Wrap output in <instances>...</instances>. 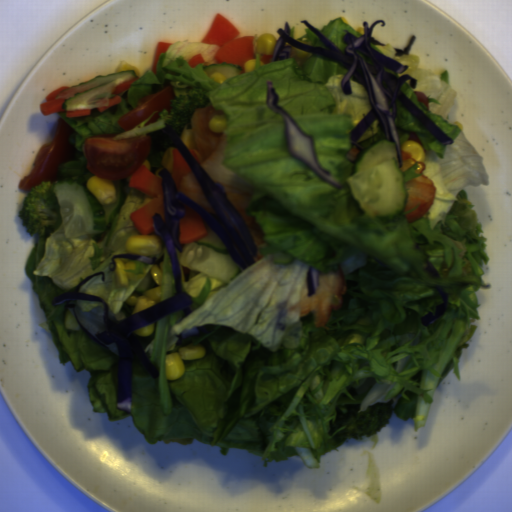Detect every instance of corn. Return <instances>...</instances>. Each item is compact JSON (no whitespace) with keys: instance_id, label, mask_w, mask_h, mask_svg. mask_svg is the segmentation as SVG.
<instances>
[{"instance_id":"430e39e0","label":"corn","mask_w":512,"mask_h":512,"mask_svg":"<svg viewBox=\"0 0 512 512\" xmlns=\"http://www.w3.org/2000/svg\"><path fill=\"white\" fill-rule=\"evenodd\" d=\"M340 18H341V20H342L344 23H346V24H348V25L350 24V23H349V21H347L345 17H343V16H342V17H340Z\"/></svg>"},{"instance_id":"cfcad685","label":"corn","mask_w":512,"mask_h":512,"mask_svg":"<svg viewBox=\"0 0 512 512\" xmlns=\"http://www.w3.org/2000/svg\"><path fill=\"white\" fill-rule=\"evenodd\" d=\"M86 188L101 204H109L117 200V188L113 180H106L92 175L86 181Z\"/></svg>"},{"instance_id":"42891da5","label":"corn","mask_w":512,"mask_h":512,"mask_svg":"<svg viewBox=\"0 0 512 512\" xmlns=\"http://www.w3.org/2000/svg\"><path fill=\"white\" fill-rule=\"evenodd\" d=\"M175 150H176V148L170 147V146L166 149L164 157H163V162H162L163 168H160L159 170H157L154 175L159 176L164 169H166L170 175L172 174L173 166H174V151Z\"/></svg>"},{"instance_id":"f1292c28","label":"corn","mask_w":512,"mask_h":512,"mask_svg":"<svg viewBox=\"0 0 512 512\" xmlns=\"http://www.w3.org/2000/svg\"><path fill=\"white\" fill-rule=\"evenodd\" d=\"M205 356V348L202 345L192 343L181 347L177 352L168 354L165 359V378L174 381L185 373L183 360L202 359Z\"/></svg>"},{"instance_id":"f22f9a43","label":"corn","mask_w":512,"mask_h":512,"mask_svg":"<svg viewBox=\"0 0 512 512\" xmlns=\"http://www.w3.org/2000/svg\"><path fill=\"white\" fill-rule=\"evenodd\" d=\"M119 70H133L135 72V74H137L139 71L138 68H136L128 63H125L123 61L121 64H118V66L115 69V72L119 71Z\"/></svg>"},{"instance_id":"7d6b0189","label":"corn","mask_w":512,"mask_h":512,"mask_svg":"<svg viewBox=\"0 0 512 512\" xmlns=\"http://www.w3.org/2000/svg\"><path fill=\"white\" fill-rule=\"evenodd\" d=\"M255 62H256V58H253V60H249L248 62H246L244 64L243 68L245 70V73L246 72H253L254 71Z\"/></svg>"},{"instance_id":"3270194a","label":"corn","mask_w":512,"mask_h":512,"mask_svg":"<svg viewBox=\"0 0 512 512\" xmlns=\"http://www.w3.org/2000/svg\"><path fill=\"white\" fill-rule=\"evenodd\" d=\"M310 52L311 51H305L303 49L291 46V55L294 58H306L307 56H309Z\"/></svg>"},{"instance_id":"93f2ace3","label":"corn","mask_w":512,"mask_h":512,"mask_svg":"<svg viewBox=\"0 0 512 512\" xmlns=\"http://www.w3.org/2000/svg\"><path fill=\"white\" fill-rule=\"evenodd\" d=\"M210 77L219 84L227 80V76H225L221 72H212L210 74Z\"/></svg>"},{"instance_id":"a0e27810","label":"corn","mask_w":512,"mask_h":512,"mask_svg":"<svg viewBox=\"0 0 512 512\" xmlns=\"http://www.w3.org/2000/svg\"><path fill=\"white\" fill-rule=\"evenodd\" d=\"M154 328H155V322L154 323H148L145 326H143L142 328H140L138 330H135L132 333H134L136 335H139L141 337H147V336L151 335L154 332Z\"/></svg>"},{"instance_id":"51d56268","label":"corn","mask_w":512,"mask_h":512,"mask_svg":"<svg viewBox=\"0 0 512 512\" xmlns=\"http://www.w3.org/2000/svg\"><path fill=\"white\" fill-rule=\"evenodd\" d=\"M150 272L155 283L158 286L142 293L143 295H138L134 293L133 295L127 298L125 303L130 307L134 306L132 314L153 308L155 305L159 304L161 300L165 272V260L161 261L160 267L158 266V264H154L150 269Z\"/></svg>"},{"instance_id":"bf9fae09","label":"corn","mask_w":512,"mask_h":512,"mask_svg":"<svg viewBox=\"0 0 512 512\" xmlns=\"http://www.w3.org/2000/svg\"><path fill=\"white\" fill-rule=\"evenodd\" d=\"M295 41L300 42V43H302V44H305V45H307V46H311V47H312V44H311V42H309V41H300V40H295Z\"/></svg>"},{"instance_id":"79e197a2","label":"corn","mask_w":512,"mask_h":512,"mask_svg":"<svg viewBox=\"0 0 512 512\" xmlns=\"http://www.w3.org/2000/svg\"><path fill=\"white\" fill-rule=\"evenodd\" d=\"M404 151H408L410 157L416 159L419 163H424L426 161V151L424 147L413 140H405L400 146V153Z\"/></svg>"},{"instance_id":"c43d3cec","label":"corn","mask_w":512,"mask_h":512,"mask_svg":"<svg viewBox=\"0 0 512 512\" xmlns=\"http://www.w3.org/2000/svg\"><path fill=\"white\" fill-rule=\"evenodd\" d=\"M355 31H358L359 33H361L363 35V32H364L363 26H358Z\"/></svg>"},{"instance_id":"2b8c4276","label":"corn","mask_w":512,"mask_h":512,"mask_svg":"<svg viewBox=\"0 0 512 512\" xmlns=\"http://www.w3.org/2000/svg\"><path fill=\"white\" fill-rule=\"evenodd\" d=\"M114 262L116 264L115 272H114V281L116 287H127L129 285V280L138 281L141 280L146 274L147 269H142L144 272L142 274H132L131 272H127L125 270H135V266L133 262L124 258H114Z\"/></svg>"},{"instance_id":"30e3d8cc","label":"corn","mask_w":512,"mask_h":512,"mask_svg":"<svg viewBox=\"0 0 512 512\" xmlns=\"http://www.w3.org/2000/svg\"><path fill=\"white\" fill-rule=\"evenodd\" d=\"M276 47V38L269 33L261 34L257 39L256 52L260 55H273Z\"/></svg>"},{"instance_id":"6a14855c","label":"corn","mask_w":512,"mask_h":512,"mask_svg":"<svg viewBox=\"0 0 512 512\" xmlns=\"http://www.w3.org/2000/svg\"><path fill=\"white\" fill-rule=\"evenodd\" d=\"M208 127L217 133H223L227 128V118L224 114H215L208 120Z\"/></svg>"},{"instance_id":"e3d9049e","label":"corn","mask_w":512,"mask_h":512,"mask_svg":"<svg viewBox=\"0 0 512 512\" xmlns=\"http://www.w3.org/2000/svg\"><path fill=\"white\" fill-rule=\"evenodd\" d=\"M143 166L150 172L151 170V163L149 160L143 162Z\"/></svg>"},{"instance_id":"5cfa1b94","label":"corn","mask_w":512,"mask_h":512,"mask_svg":"<svg viewBox=\"0 0 512 512\" xmlns=\"http://www.w3.org/2000/svg\"><path fill=\"white\" fill-rule=\"evenodd\" d=\"M161 248L160 238L152 235L128 236L124 244L128 254L144 257L158 256Z\"/></svg>"}]
</instances>
